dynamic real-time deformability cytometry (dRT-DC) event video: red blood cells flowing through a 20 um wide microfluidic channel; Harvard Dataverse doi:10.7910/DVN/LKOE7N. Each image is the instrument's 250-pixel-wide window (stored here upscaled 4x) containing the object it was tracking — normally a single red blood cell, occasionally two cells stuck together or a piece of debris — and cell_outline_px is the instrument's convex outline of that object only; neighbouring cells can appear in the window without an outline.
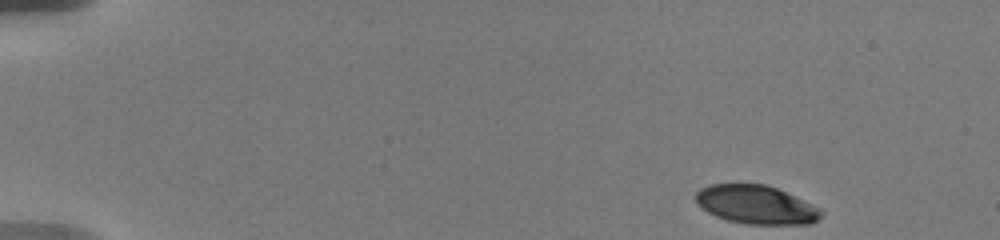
{"species": "human", "species_latin": "Homo sapiens", "temperature_condition": "warm", "stored_images_in_passage": 49, "camera_frame_rate_fps": 3000, "um_per_image_px": 0.085, "donor": {"sex": "male"}, "frame": {"image": 1, "passage_image": 1, "time_ms": 0.0, "image_size_px": [1000, 240], "cell_outline_px": [[824, 216], [812, 224], [744, 224], [728, 220], [716, 216], [708, 212], [696, 200], [696, 192], [700, 188], [708, 184], [768, 184], [804, 200], [820, 208], [824, 212]], "centroid_in_image_um": [64.32, 17.4], "position_along_channel_um": 20.7, "area_um2": 28.32}}
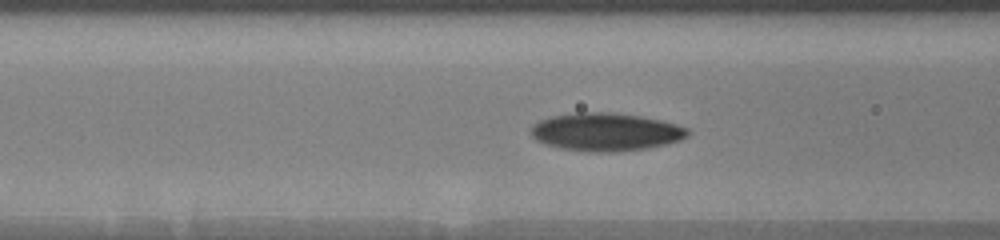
{"frame": {"image": 2, "passage_image": 21, "time_ms": 6.0, "image_size_px": [1000, 240], "cell_outline_px": [[692, 132], [688, 136], [680, 140], [668, 144], [648, 148], [616, 152], [588, 152], [560, 148], [536, 140], [532, 136], [532, 128], [540, 120], [552, 116], [576, 112], [612, 112], [640, 116], [664, 120], [688, 128]], "centroid_in_image_um": [51.57, 11.21], "position_along_channel_um": 115.0, "area_um2": 34.91}}
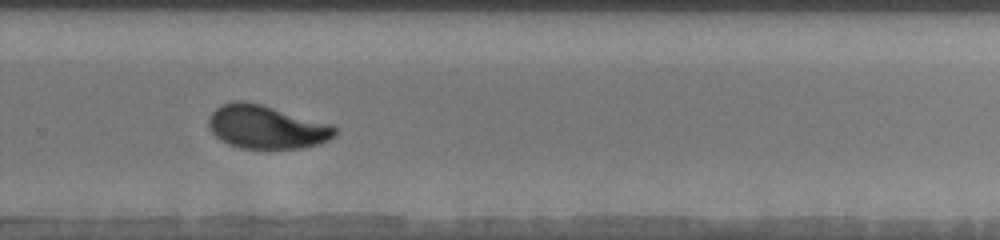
{"frame": {"image": 3, "passage_image": 35, "time_ms": 11.333, "image_size_px": [1000, 240], "cell_outline_px": [[336, 136], [320, 144], [300, 148], [240, 148], [228, 144], [220, 140], [212, 132], [208, 124], [208, 116], [216, 108], [232, 100], [244, 100], [264, 104], [332, 124], [336, 128]], "centroid_in_image_um": [22.65, 10.78], "position_along_channel_um": 307.1, "area_um2": 32.31}, "authors_computed_cell_mechanics": {"area_um2": 31.7322, "velocity_mm_per_s": 3.6085, "shape_relaxation_time_tau1_ms": 2.942, "shape_relaxation_time_tau2_ms": 1.5626, "deformation_change_tau1": 0.1374, "deformation_change_tau2": 0.0514}}